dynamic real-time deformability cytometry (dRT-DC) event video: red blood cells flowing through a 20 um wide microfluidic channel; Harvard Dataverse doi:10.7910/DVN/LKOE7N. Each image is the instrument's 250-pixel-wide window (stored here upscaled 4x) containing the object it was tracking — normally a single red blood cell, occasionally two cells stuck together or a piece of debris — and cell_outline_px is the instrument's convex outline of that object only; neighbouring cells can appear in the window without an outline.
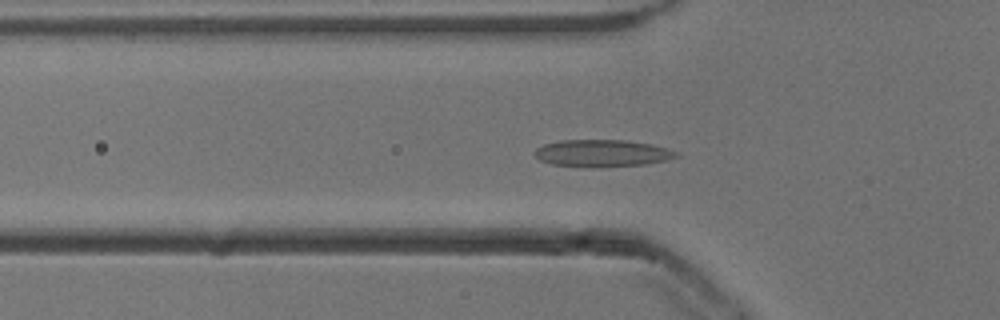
{"species": "common noctule bat (a hibernating species)", "species_latin": "Nyctalus noctula", "temperature_condition": "cold", "stored_images_in_passage": 42, "camera_frame_rate_fps": 3000, "um_per_image_px": 0.085, "animal": {"sex": "male", "body_mass_g": 13.3}, "frame": {"image": 1, "passage_image": 6, "time_ms": 1.667, "image_size_px": [1000, 320], "cell_outline_px": [[680, 156], [664, 160], [644, 164], [596, 168], [592, 168], [552, 164], [540, 160], [532, 152], [536, 148], [544, 144], [560, 140], [624, 140], [652, 144], [668, 148], [680, 152]], "centroid_in_image_um": [51.19, 13.03], "position_along_channel_um": 74.6, "area_um2": 22.6}}
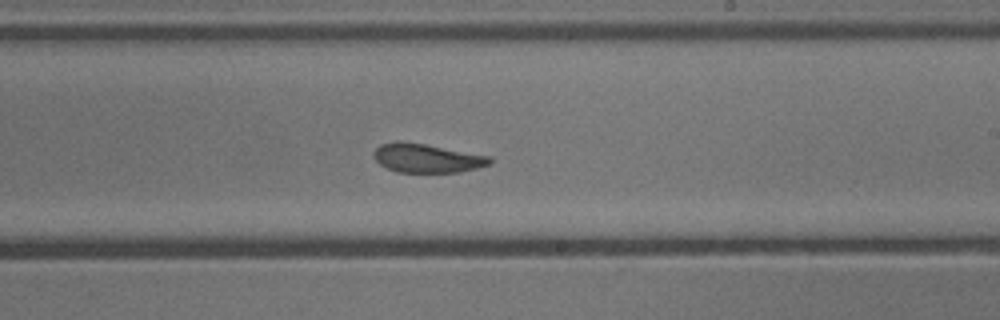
{"frame": {"image": 2, "passage_image": 20, "time_ms": 6.333, "image_size_px": [1000, 320], "cell_outline_px": [[492, 164], [460, 172], [396, 172], [380, 164], [372, 156], [372, 152], [380, 144], [424, 144], [492, 156]], "centroid_in_image_um": [36.35, 13.48], "position_along_channel_um": 252.6, "area_um2": 19.02}}
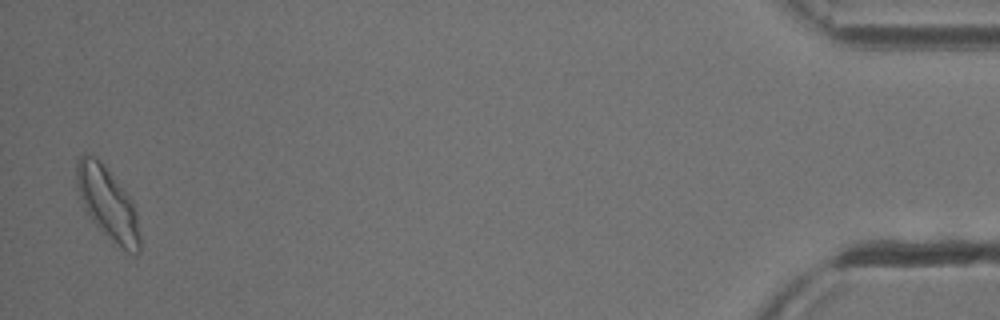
{"frame": {"image": 3, "passage_image": 41, "time_ms": 13.333, "image_size_px": [1000, 320], "cell_outline_px": [[140, 252], [136, 256], [132, 256], [104, 232], [92, 220], [76, 188], [76, 160], [84, 152], [96, 156], [132, 200], [136, 212], [140, 232]], "centroid_in_image_um": [9.16, 17.27], "position_along_channel_um": 426.0, "area_um2": 26.24}, "authors_computed_cell_mechanics": {"area_um2": 20.7791, "velocity_mm_per_s": 3.8018, "shape_relaxation_time_tau1_ms": 6.0203, "shape_relaxation_time_tau2_ms": 1.4325, "deformation_change_tau1": 0.1335, "deformation_change_tau2": 0.0764}}